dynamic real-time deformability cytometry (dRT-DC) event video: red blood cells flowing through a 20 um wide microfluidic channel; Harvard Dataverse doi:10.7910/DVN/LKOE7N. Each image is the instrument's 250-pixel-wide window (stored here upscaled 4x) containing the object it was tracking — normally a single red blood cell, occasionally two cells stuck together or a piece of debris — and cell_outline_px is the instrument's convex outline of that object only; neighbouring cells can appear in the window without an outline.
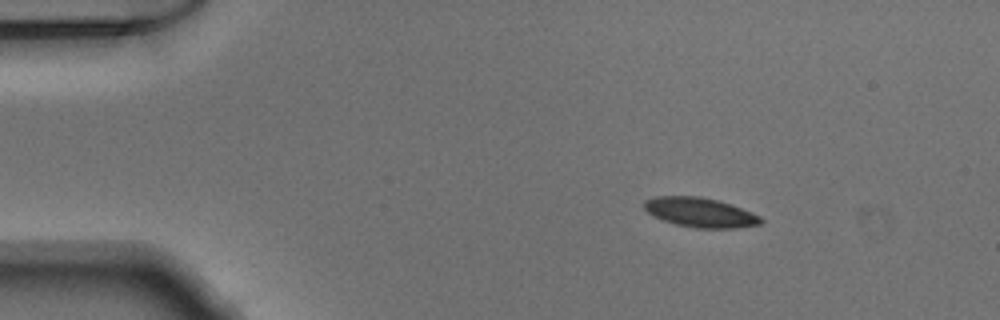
{"species": "Egyptian fruit bat (a non-hibernating species)", "species_latin": "Rousettus aegyptiacus", "temperature_condition": "warm", "stored_images_in_passage": 44, "camera_frame_rate_fps": 3000, "um_per_image_px": 0.085, "animal": {"sex": "male"}, "frame": {"image": 1, "passage_image": 1, "time_ms": 0.0, "image_size_px": [1000, 320], "cell_outline_px": [[764, 220], [760, 224], [736, 228], [696, 228], [676, 224], [664, 220], [648, 212], [644, 208], [644, 200], [656, 196], [700, 196], [720, 200], [732, 204], [752, 212], [760, 216]], "centroid_in_image_um": [59.55, 18.04], "position_along_channel_um": 25.4, "area_um2": 20.11}}
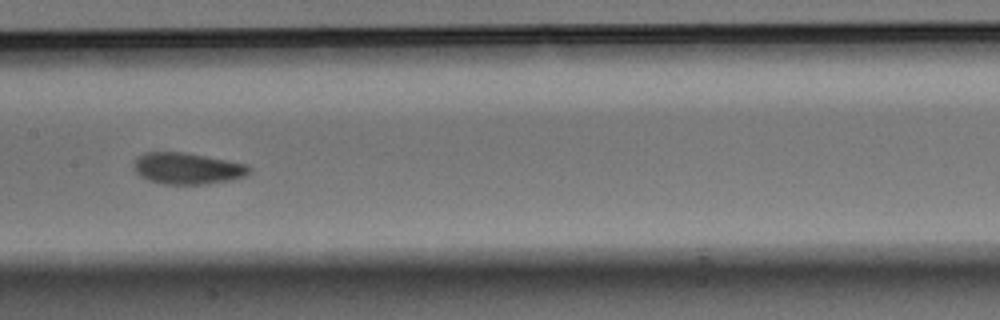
{"frame": {"image": 2, "passage_image": 19, "time_ms": 6.0, "image_size_px": [1000, 320], "cell_outline_px": [[252, 168], [244, 176], [228, 180], [204, 184], [164, 184], [148, 180], [140, 176], [132, 168], [132, 164], [136, 156], [144, 152], [184, 152], [228, 160], [248, 164]], "centroid_in_image_um": [15.87, 14.3], "position_along_channel_um": 191.5, "area_um2": 21.27}}
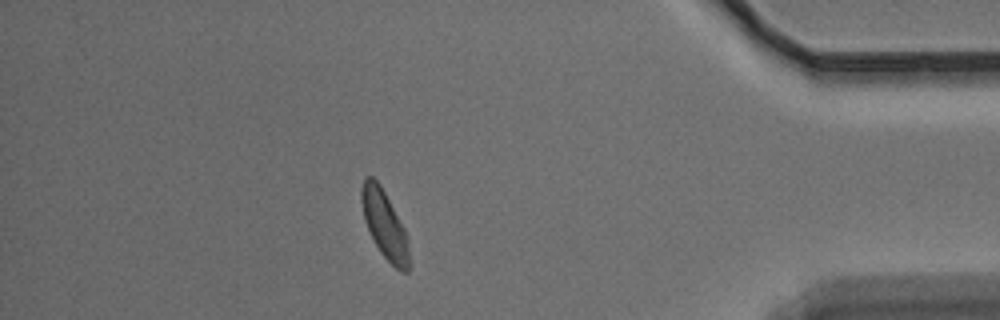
{"frame": {"image": 3, "passage_image": 38, "time_ms": 12.333, "image_size_px": [1000, 320], "cell_outline_px": [[408, 272], [400, 272], [380, 252], [364, 220], [360, 200], [360, 192], [364, 176], [372, 176], [380, 184], [404, 228], [408, 240]], "centroid_in_image_um": [32.66, 19.04], "position_along_channel_um": 402.5, "area_um2": 18.55}}